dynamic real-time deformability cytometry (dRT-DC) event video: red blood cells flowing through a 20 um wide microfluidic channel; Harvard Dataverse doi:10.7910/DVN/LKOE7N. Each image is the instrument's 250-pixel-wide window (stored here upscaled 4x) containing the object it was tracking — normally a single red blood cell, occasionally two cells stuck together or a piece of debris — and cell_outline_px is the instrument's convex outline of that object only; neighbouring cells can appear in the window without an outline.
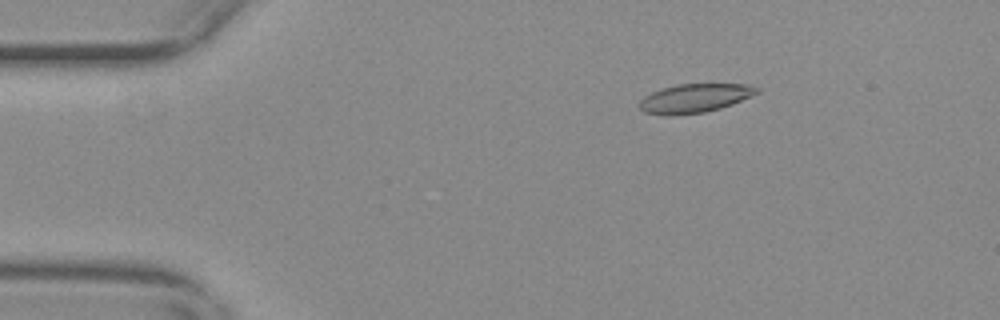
{"species": "common noctule bat (a hibernating species)", "species_latin": "Nyctalus noctula", "temperature_condition": "warm", "stored_images_in_passage": 56, "camera_frame_rate_fps": 3000, "um_per_image_px": 0.085, "animal": {"sex": "female", "body_mass_g": 29.2, "forearm_length_mm": 56.3}, "frame": {"image": 1, "passage_image": 9, "time_ms": 2.667, "image_size_px": [1000, 320], "cell_outline_px": [[760, 92], [732, 104], [720, 108], [704, 112], [672, 116], [664, 116], [644, 112], [640, 108], [640, 100], [644, 96], [660, 88], [676, 84], [748, 84], [760, 88]], "centroid_in_image_um": [59.03, 8.35], "position_along_channel_um": 26.0, "area_um2": 19.88}}
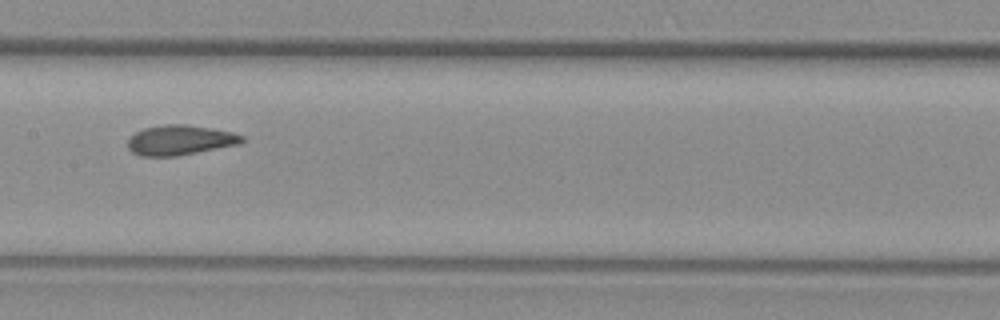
{"frame": {"image": 2, "passage_image": 28, "time_ms": 9.0, "image_size_px": [1000, 320], "cell_outline_px": [[244, 140], [240, 144], [176, 156], [140, 156], [132, 152], [128, 148], [128, 140], [136, 132], [144, 128], [164, 124], [184, 124], [212, 128], [232, 132], [244, 136]], "centroid_in_image_um": [15.31, 11.91], "position_along_channel_um": 192.1, "area_um2": 19.88}}
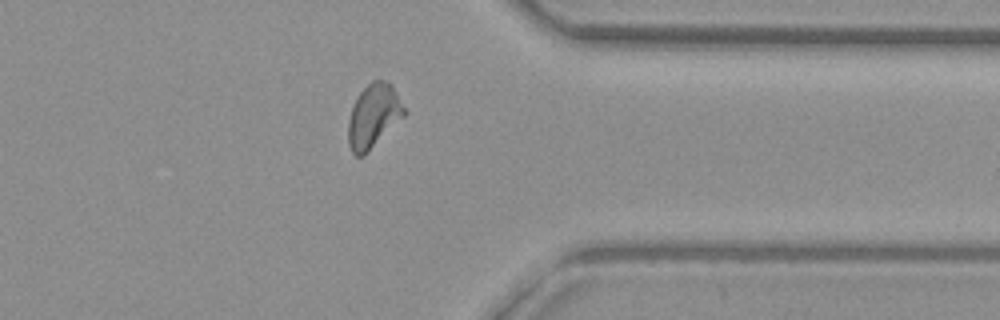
{"frame": {"image": 3, "passage_image": 44, "time_ms": 14.333, "image_size_px": [1000, 320], "cell_outline_px": [[408, 112], [364, 156], [356, 156], [352, 152], [348, 144], [348, 120], [356, 96], [372, 80], [388, 80], [392, 84]], "centroid_in_image_um": [31.76, 9.84], "position_along_channel_um": 379.6, "area_um2": 20.98}, "authors_computed_cell_mechanics": {"area_um2": 19.8832, "velocity_mm_per_s": 3.6885, "shape_relaxation_time_tau1_ms": null, "shape_relaxation_time_tau2_ms": 1.5096, "deformation_change_tau1": null, "deformation_change_tau2": 0.0739}}